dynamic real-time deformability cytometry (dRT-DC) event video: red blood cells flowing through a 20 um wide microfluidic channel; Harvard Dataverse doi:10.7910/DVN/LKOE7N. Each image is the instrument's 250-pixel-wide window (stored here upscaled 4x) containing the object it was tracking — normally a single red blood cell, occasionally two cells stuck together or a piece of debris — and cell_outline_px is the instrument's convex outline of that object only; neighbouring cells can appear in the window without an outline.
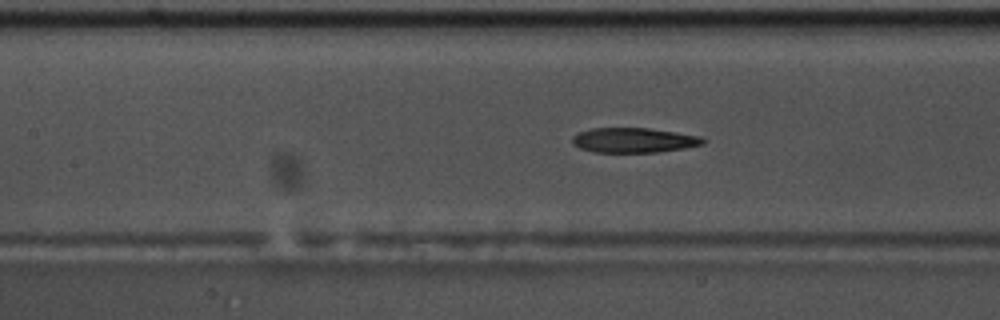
{"species": "common noctule bat (a hibernating species)", "species_latin": "Nyctalus noctula", "temperature_condition": "warm", "stored_images_in_passage": 42, "camera_frame_rate_fps": 3000, "um_per_image_px": 0.085, "animal": {"sex": "male", "body_mass_g": 17.5, "forearm_length_mm": 52.3}, "frame": {"image": 1, "passage_image": 18, "time_ms": 5.667, "image_size_px": [1000, 320], "cell_outline_px": [[704, 144], [684, 148], [656, 152], [596, 152], [580, 148], [572, 144], [572, 136], [580, 132], [592, 128], [648, 128], [676, 132], [700, 136], [704, 140]], "centroid_in_image_um": [53.85, 11.91], "position_along_channel_um": 153.5, "area_um2": 18.79}}
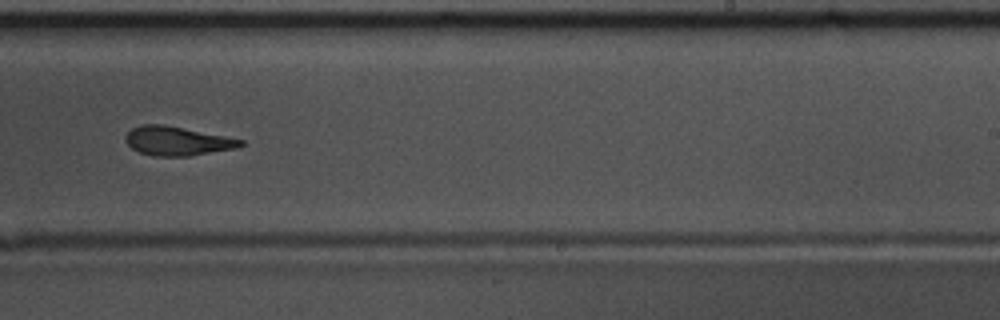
{"frame": {"image": 2, "passage_image": 28, "time_ms": 9.0, "image_size_px": [1000, 320], "cell_outline_px": [[244, 144], [236, 148], [188, 156], [152, 156], [140, 152], [132, 148], [124, 140], [124, 136], [132, 128], [144, 124], [164, 124], [244, 140]], "centroid_in_image_um": [15.03, 11.98], "position_along_channel_um": 274.0, "area_um2": 19.31}}
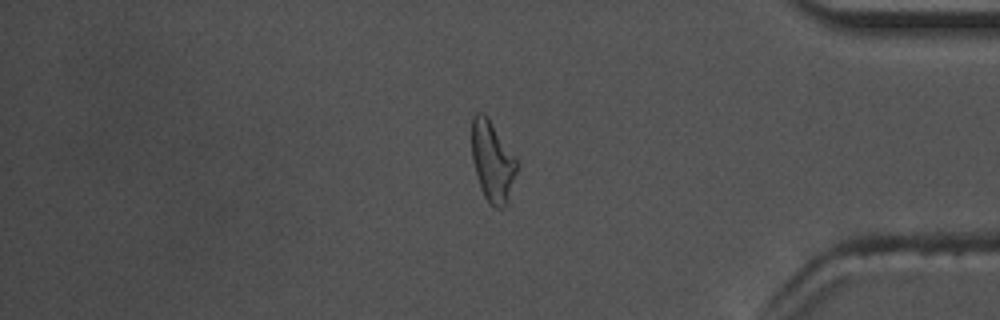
{"frame": {"image": 3, "passage_image": 40, "time_ms": 13.0, "image_size_px": [1000, 320], "cell_outline_px": [[516, 172], [508, 200], [504, 208], [496, 208], [488, 204], [480, 188], [472, 160], [472, 116], [476, 112], [484, 112], [516, 156]], "centroid_in_image_um": [41.84, 13.72], "position_along_channel_um": 393.4, "area_um2": 21.21}, "authors_computed_cell_mechanics": {"area_um2": 19.941, "velocity_mm_per_s": 3.6288, "shape_relaxation_time_tau1_ms": 7.0461, "shape_relaxation_time_tau2_ms": 3.1068, "deformation_change_tau1": 0.2051, "deformation_change_tau2": 0.1218}}